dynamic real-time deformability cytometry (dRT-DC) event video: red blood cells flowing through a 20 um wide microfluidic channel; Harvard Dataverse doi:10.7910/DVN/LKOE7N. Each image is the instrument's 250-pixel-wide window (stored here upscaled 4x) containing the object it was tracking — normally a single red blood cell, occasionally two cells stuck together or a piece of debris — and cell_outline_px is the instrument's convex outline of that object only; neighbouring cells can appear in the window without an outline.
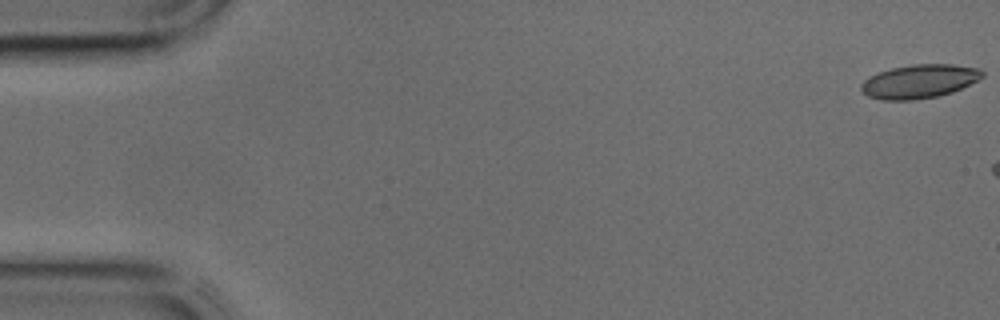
{"species": "common noctule bat (a hibernating species)", "species_latin": "Nyctalus noctula", "temperature_condition": "cold", "stored_images_in_passage": 8, "camera_frame_rate_fps": 3000, "um_per_image_px": 0.085, "animal": {"sex": "male", "body_mass_g": 17.9, "forearm_length_mm": 54.2}, "frame": {"image": 1, "passage_image": 1, "time_ms": 0.0, "image_size_px": [1000, 320], "cell_outline_px": [[984, 76], [952, 92], [940, 96], [912, 100], [880, 100], [868, 96], [860, 88], [860, 84], [868, 76], [892, 68], [912, 64], [952, 64], [980, 68], [984, 72]], "centroid_in_image_um": [78.12, 6.91], "position_along_channel_um": 6.9, "area_um2": 23.81}}